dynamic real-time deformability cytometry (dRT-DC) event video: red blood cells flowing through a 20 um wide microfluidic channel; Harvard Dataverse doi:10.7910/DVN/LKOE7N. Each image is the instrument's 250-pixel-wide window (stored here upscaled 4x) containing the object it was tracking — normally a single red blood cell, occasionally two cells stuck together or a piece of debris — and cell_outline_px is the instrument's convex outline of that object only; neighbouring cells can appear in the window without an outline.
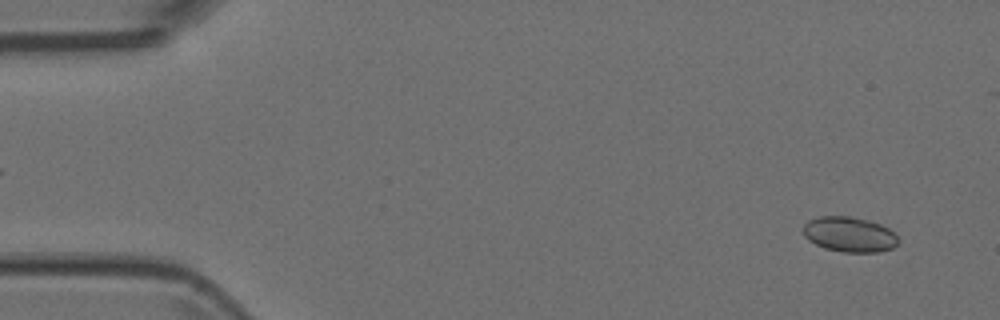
{"species": "Egyptian fruit bat (a non-hibernating species)", "species_latin": "Rousettus aegyptiacus", "temperature_condition": "room temperature", "stored_images_in_passage": 6, "camera_frame_rate_fps": 3000, "um_per_image_px": 0.085, "animal": {"sex": "female"}, "frame": {"image": 1, "passage_image": 1, "time_ms": 0.0, "image_size_px": [1000, 320], "cell_outline_px": [[900, 240], [892, 248], [880, 252], [844, 252], [824, 248], [808, 240], [804, 236], [800, 228], [808, 220], [820, 216], [848, 216], [868, 220], [880, 224], [888, 228]], "centroid_in_image_um": [72.16, 19.92], "position_along_channel_um": 12.8, "area_um2": 19.59}}
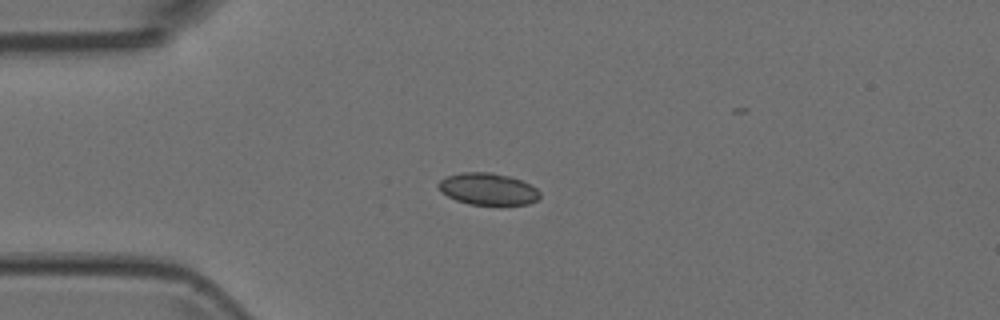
{"frame": {"image": 2, "passage_image": 4, "time_ms": 1.0, "image_size_px": [1000, 320], "cell_outline_px": [[540, 196], [536, 200], [528, 204], [468, 204], [456, 200], [440, 192], [436, 184], [444, 176], [460, 172], [492, 172], [508, 176], [520, 180], [536, 188], [540, 192]], "centroid_in_image_um": [41.41, 16.05], "position_along_channel_um": 43.6, "area_um2": 18.84}}
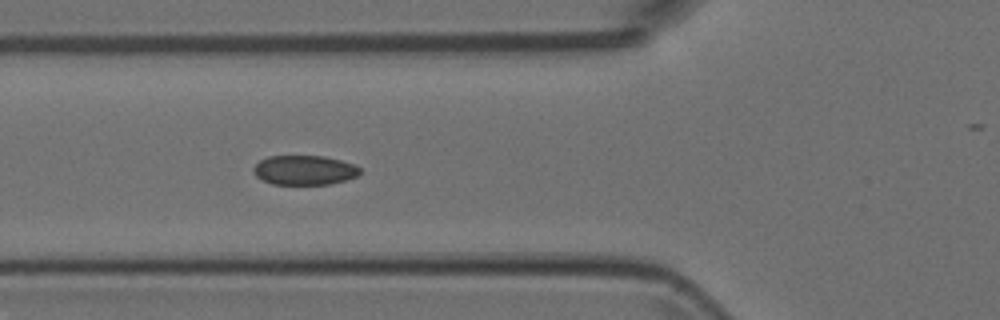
{"frame": {"image": 3, "passage_image": 6, "time_ms": 1.667, "image_size_px": [1000, 320], "cell_outline_px": [[360, 172], [356, 176], [332, 184], [272, 184], [256, 176], [252, 172], [252, 168], [260, 160], [268, 156], [324, 156], [340, 160], [352, 164], [360, 168]], "centroid_in_image_um": [25.84, 14.46], "position_along_channel_um": 100.0, "area_um2": 18.21}}